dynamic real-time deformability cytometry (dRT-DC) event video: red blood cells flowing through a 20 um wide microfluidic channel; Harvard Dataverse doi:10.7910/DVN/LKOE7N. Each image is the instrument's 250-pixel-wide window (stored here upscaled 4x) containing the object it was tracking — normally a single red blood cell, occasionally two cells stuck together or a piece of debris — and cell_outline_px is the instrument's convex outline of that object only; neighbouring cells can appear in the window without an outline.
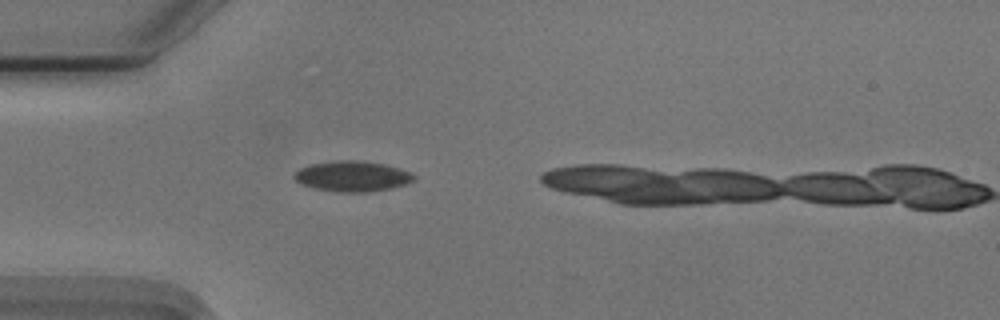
{"species": "Egyptian fruit bat (a non-hibernating species)", "species_latin": "Rousettus aegyptiacus", "temperature_condition": "cold", "stored_images_in_passage": 19, "camera_frame_rate_fps": 3000, "um_per_image_px": 0.085, "animal": {"sex": "male"}, "frame": {"image": 1, "passage_image": 1, "time_ms": 0.0, "image_size_px": [1000, 320], "cell_outline_px": [[416, 180], [392, 188], [368, 192], [336, 192], [316, 188], [300, 184], [292, 176], [300, 168], [308, 164], [336, 160], [364, 160], [384, 164], [400, 168], [412, 172], [416, 176]], "centroid_in_image_um": [29.97, 14.97], "position_along_channel_um": 55.0, "area_um2": 21.56}}
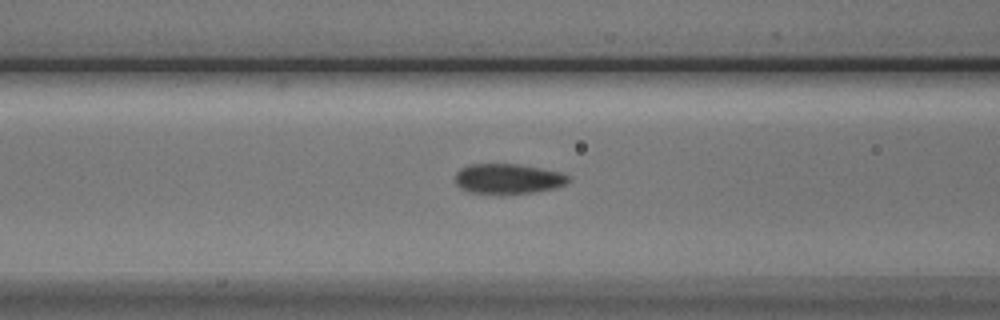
{"frame": {"image": 2, "passage_image": 7, "time_ms": 2.0, "image_size_px": [1000, 320], "cell_outline_px": [[572, 180], [564, 184], [552, 188], [532, 192], [468, 192], [460, 188], [456, 184], [456, 172], [460, 168], [468, 164], [520, 164], [560, 172], [572, 176]], "centroid_in_image_um": [43.19, 15.16], "position_along_channel_um": 123.4, "area_um2": 19.48}}
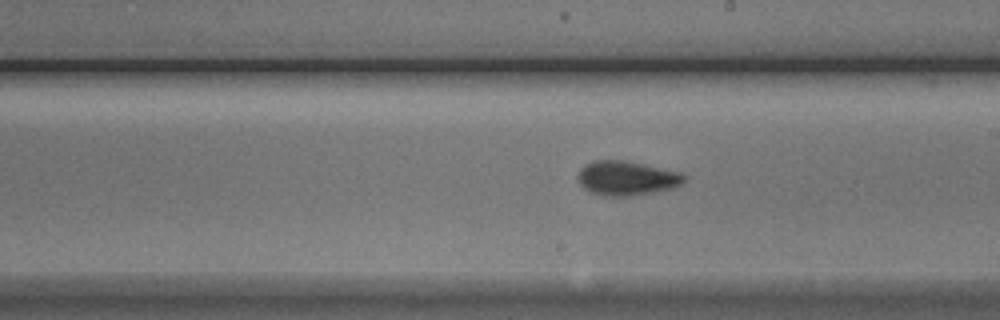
{"frame": {"image": 3, "passage_image": 16, "time_ms": 5.0, "image_size_px": [1000, 320], "cell_outline_px": [[688, 176], [684, 184], [672, 188], [652, 192], [628, 196], [608, 196], [588, 192], [580, 184], [576, 176], [580, 168], [596, 160], [620, 160], [680, 172]], "centroid_in_image_um": [53.27, 15.16], "position_along_channel_um": 235.7, "area_um2": 21.15}}